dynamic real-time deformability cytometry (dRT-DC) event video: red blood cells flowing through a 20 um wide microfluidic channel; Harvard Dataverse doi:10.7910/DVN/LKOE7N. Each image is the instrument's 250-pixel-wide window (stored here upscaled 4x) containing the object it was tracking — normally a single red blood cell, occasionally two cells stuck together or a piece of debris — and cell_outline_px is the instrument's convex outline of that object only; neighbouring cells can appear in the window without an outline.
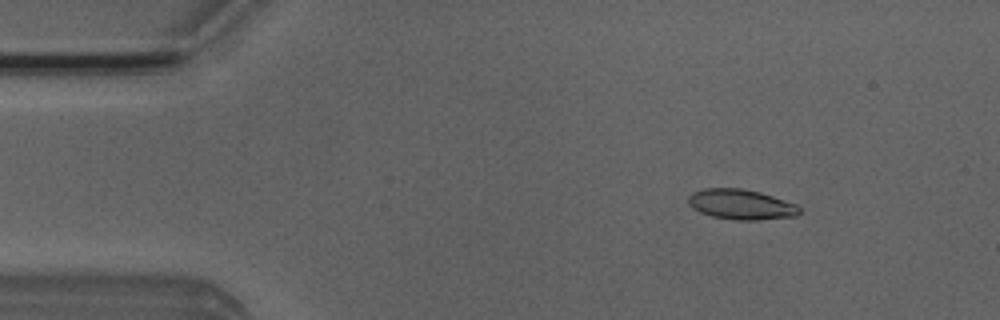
{"species": "Egyptian fruit bat (a non-hibernating species)", "species_latin": "Rousettus aegyptiacus", "temperature_condition": "room temperature", "stored_images_in_passage": 4, "camera_frame_rate_fps": 3000, "um_per_image_px": 0.085, "animal": {"sex": "male"}, "frame": {"image": 1, "passage_image": 1, "time_ms": 0.0, "image_size_px": [1000, 320], "cell_outline_px": [[800, 212], [796, 216], [756, 220], [736, 220], [712, 216], [700, 212], [692, 208], [688, 204], [688, 196], [692, 192], [704, 188], [740, 188], [760, 192], [796, 204], [800, 208]], "centroid_in_image_um": [62.96, 17.37], "position_along_channel_um": 22.0, "area_um2": 19.54}}